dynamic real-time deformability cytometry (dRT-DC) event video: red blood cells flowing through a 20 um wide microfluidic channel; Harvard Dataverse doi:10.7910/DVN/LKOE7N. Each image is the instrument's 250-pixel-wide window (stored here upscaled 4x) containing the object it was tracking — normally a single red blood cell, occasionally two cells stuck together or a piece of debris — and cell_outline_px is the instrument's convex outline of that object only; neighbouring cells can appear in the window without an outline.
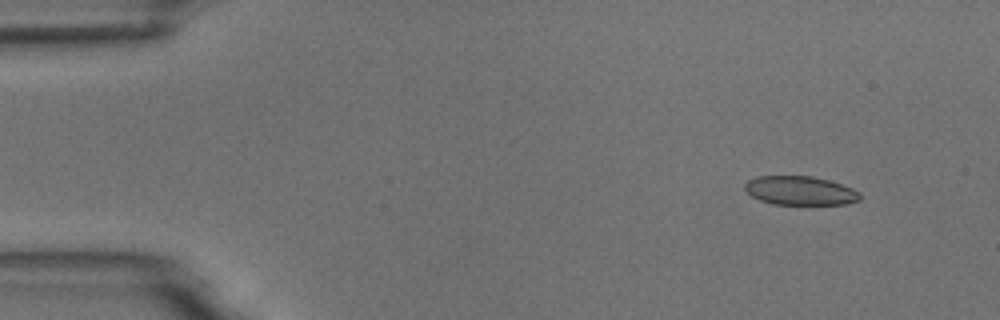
{"species": "common noctule bat (a hibernating species)", "species_latin": "Nyctalus noctula", "temperature_condition": "room temperature", "stored_images_in_passage": 5, "camera_frame_rate_fps": 3000, "um_per_image_px": 0.085, "animal": {"sex": "male", "body_mass_g": 18.8}, "frame": {"image": 1, "passage_image": 2, "time_ms": 1.333, "image_size_px": [1000, 320], "cell_outline_px": [[860, 200], [844, 204], [772, 204], [760, 200], [752, 196], [744, 188], [744, 184], [748, 180], [756, 176], [812, 176], [828, 180], [852, 188], [860, 192]], "centroid_in_image_um": [67.99, 16.2], "position_along_channel_um": 17.0, "area_um2": 19.31}}
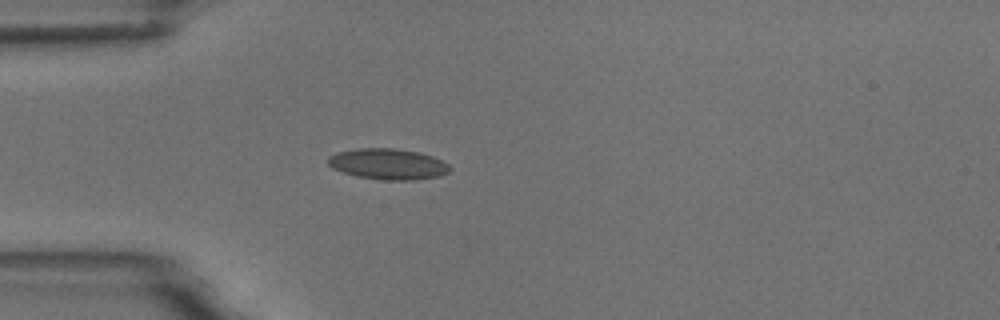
{"frame": {"image": 2, "passage_image": 5, "time_ms": 4.667, "image_size_px": [1000, 320], "cell_outline_px": [[452, 168], [448, 172], [440, 176], [412, 180], [384, 180], [356, 176], [332, 168], [328, 164], [328, 156], [336, 152], [360, 148], [392, 148], [416, 152], [432, 156], [448, 164]], "centroid_in_image_um": [32.96, 13.95], "position_along_channel_um": 52.0, "area_um2": 21.79}}